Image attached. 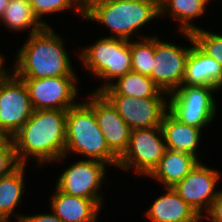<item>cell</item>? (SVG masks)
Segmentation results:
<instances>
[{"mask_svg": "<svg viewBox=\"0 0 222 222\" xmlns=\"http://www.w3.org/2000/svg\"><path fill=\"white\" fill-rule=\"evenodd\" d=\"M55 188L51 211L63 222H97L101 206L94 199L71 196Z\"/></svg>", "mask_w": 222, "mask_h": 222, "instance_id": "2e32d148", "label": "cell"}, {"mask_svg": "<svg viewBox=\"0 0 222 222\" xmlns=\"http://www.w3.org/2000/svg\"><path fill=\"white\" fill-rule=\"evenodd\" d=\"M13 1H20V2L27 3V4H30L32 2V0H13Z\"/></svg>", "mask_w": 222, "mask_h": 222, "instance_id": "836d02e7", "label": "cell"}, {"mask_svg": "<svg viewBox=\"0 0 222 222\" xmlns=\"http://www.w3.org/2000/svg\"><path fill=\"white\" fill-rule=\"evenodd\" d=\"M166 149L161 127L131 130L128 148L119 158L117 167L126 171L133 167L139 176H149Z\"/></svg>", "mask_w": 222, "mask_h": 222, "instance_id": "52a82bcc", "label": "cell"}, {"mask_svg": "<svg viewBox=\"0 0 222 222\" xmlns=\"http://www.w3.org/2000/svg\"><path fill=\"white\" fill-rule=\"evenodd\" d=\"M199 161V158L194 155L166 149L164 156L149 177L162 183L164 188L174 187Z\"/></svg>", "mask_w": 222, "mask_h": 222, "instance_id": "d6986e66", "label": "cell"}, {"mask_svg": "<svg viewBox=\"0 0 222 222\" xmlns=\"http://www.w3.org/2000/svg\"><path fill=\"white\" fill-rule=\"evenodd\" d=\"M191 43L186 59L182 85L222 88V68L212 57L204 53L193 41L191 33L182 32Z\"/></svg>", "mask_w": 222, "mask_h": 222, "instance_id": "9a60e30c", "label": "cell"}, {"mask_svg": "<svg viewBox=\"0 0 222 222\" xmlns=\"http://www.w3.org/2000/svg\"><path fill=\"white\" fill-rule=\"evenodd\" d=\"M160 127L167 149L199 157L196 149L201 143V128L181 122L169 110L163 116Z\"/></svg>", "mask_w": 222, "mask_h": 222, "instance_id": "e0dca14e", "label": "cell"}, {"mask_svg": "<svg viewBox=\"0 0 222 222\" xmlns=\"http://www.w3.org/2000/svg\"><path fill=\"white\" fill-rule=\"evenodd\" d=\"M206 217H208L211 222H222V191L212 202Z\"/></svg>", "mask_w": 222, "mask_h": 222, "instance_id": "f1b7e54d", "label": "cell"}, {"mask_svg": "<svg viewBox=\"0 0 222 222\" xmlns=\"http://www.w3.org/2000/svg\"><path fill=\"white\" fill-rule=\"evenodd\" d=\"M0 22L10 30L22 31L30 28L29 35L35 34L45 27L35 16L30 4L13 0L9 1Z\"/></svg>", "mask_w": 222, "mask_h": 222, "instance_id": "603a6c76", "label": "cell"}, {"mask_svg": "<svg viewBox=\"0 0 222 222\" xmlns=\"http://www.w3.org/2000/svg\"><path fill=\"white\" fill-rule=\"evenodd\" d=\"M159 17V0H99L84 10V18L106 25L110 37L130 41L151 20Z\"/></svg>", "mask_w": 222, "mask_h": 222, "instance_id": "277c9868", "label": "cell"}, {"mask_svg": "<svg viewBox=\"0 0 222 222\" xmlns=\"http://www.w3.org/2000/svg\"><path fill=\"white\" fill-rule=\"evenodd\" d=\"M35 16L38 20L45 26H50L48 23L43 21L42 17L44 15H49L51 13L61 12L70 8L76 9V13L83 17L84 10L79 5L78 0H32L30 3Z\"/></svg>", "mask_w": 222, "mask_h": 222, "instance_id": "d4e9b609", "label": "cell"}, {"mask_svg": "<svg viewBox=\"0 0 222 222\" xmlns=\"http://www.w3.org/2000/svg\"><path fill=\"white\" fill-rule=\"evenodd\" d=\"M33 110L24 80L12 72L0 83V128L13 137Z\"/></svg>", "mask_w": 222, "mask_h": 222, "instance_id": "30bf717a", "label": "cell"}, {"mask_svg": "<svg viewBox=\"0 0 222 222\" xmlns=\"http://www.w3.org/2000/svg\"><path fill=\"white\" fill-rule=\"evenodd\" d=\"M19 166L13 143L7 149L0 151V178L10 175Z\"/></svg>", "mask_w": 222, "mask_h": 222, "instance_id": "4316f807", "label": "cell"}, {"mask_svg": "<svg viewBox=\"0 0 222 222\" xmlns=\"http://www.w3.org/2000/svg\"><path fill=\"white\" fill-rule=\"evenodd\" d=\"M78 55L85 69L104 83L93 92H101L117 78L124 76L131 68L130 41L102 37L87 48H83Z\"/></svg>", "mask_w": 222, "mask_h": 222, "instance_id": "5b68a950", "label": "cell"}, {"mask_svg": "<svg viewBox=\"0 0 222 222\" xmlns=\"http://www.w3.org/2000/svg\"><path fill=\"white\" fill-rule=\"evenodd\" d=\"M151 36L143 35L141 40H130L132 71L146 76L151 75L155 55V36Z\"/></svg>", "mask_w": 222, "mask_h": 222, "instance_id": "cb8c5ba5", "label": "cell"}, {"mask_svg": "<svg viewBox=\"0 0 222 222\" xmlns=\"http://www.w3.org/2000/svg\"><path fill=\"white\" fill-rule=\"evenodd\" d=\"M118 114L134 129L160 127L163 116L169 110L166 97L134 98L124 95H104ZM166 98V99H165Z\"/></svg>", "mask_w": 222, "mask_h": 222, "instance_id": "4fadbf2b", "label": "cell"}, {"mask_svg": "<svg viewBox=\"0 0 222 222\" xmlns=\"http://www.w3.org/2000/svg\"><path fill=\"white\" fill-rule=\"evenodd\" d=\"M25 167L26 165H20L10 175L0 178V222L10 221L11 214L21 200L25 189Z\"/></svg>", "mask_w": 222, "mask_h": 222, "instance_id": "7402d4cb", "label": "cell"}, {"mask_svg": "<svg viewBox=\"0 0 222 222\" xmlns=\"http://www.w3.org/2000/svg\"><path fill=\"white\" fill-rule=\"evenodd\" d=\"M165 190L167 192L156 198L147 210V219L151 222H200L202 218L182 200L173 187Z\"/></svg>", "mask_w": 222, "mask_h": 222, "instance_id": "ac0fdd59", "label": "cell"}, {"mask_svg": "<svg viewBox=\"0 0 222 222\" xmlns=\"http://www.w3.org/2000/svg\"><path fill=\"white\" fill-rule=\"evenodd\" d=\"M13 143V137L0 128V151L7 149Z\"/></svg>", "mask_w": 222, "mask_h": 222, "instance_id": "f546056e", "label": "cell"}, {"mask_svg": "<svg viewBox=\"0 0 222 222\" xmlns=\"http://www.w3.org/2000/svg\"><path fill=\"white\" fill-rule=\"evenodd\" d=\"M70 152L87 157V160L118 166L119 158L107 146L94 111L85 101L67 110L64 156L56 161H62Z\"/></svg>", "mask_w": 222, "mask_h": 222, "instance_id": "3957f363", "label": "cell"}, {"mask_svg": "<svg viewBox=\"0 0 222 222\" xmlns=\"http://www.w3.org/2000/svg\"><path fill=\"white\" fill-rule=\"evenodd\" d=\"M219 179L218 170L209 168L199 161L173 189L201 218H204L206 215L202 214L203 211L208 212L212 202L222 191L216 189Z\"/></svg>", "mask_w": 222, "mask_h": 222, "instance_id": "7c38bea8", "label": "cell"}, {"mask_svg": "<svg viewBox=\"0 0 222 222\" xmlns=\"http://www.w3.org/2000/svg\"><path fill=\"white\" fill-rule=\"evenodd\" d=\"M20 79L27 86L34 110H68L77 104V76Z\"/></svg>", "mask_w": 222, "mask_h": 222, "instance_id": "ba28073f", "label": "cell"}, {"mask_svg": "<svg viewBox=\"0 0 222 222\" xmlns=\"http://www.w3.org/2000/svg\"><path fill=\"white\" fill-rule=\"evenodd\" d=\"M85 102L93 109L107 146L120 158L128 148L131 128L101 92L90 93Z\"/></svg>", "mask_w": 222, "mask_h": 222, "instance_id": "5bb4252c", "label": "cell"}, {"mask_svg": "<svg viewBox=\"0 0 222 222\" xmlns=\"http://www.w3.org/2000/svg\"><path fill=\"white\" fill-rule=\"evenodd\" d=\"M107 165L96 160H79L62 172L56 187L71 196L94 199L101 206L103 196L99 194V189L102 181H106Z\"/></svg>", "mask_w": 222, "mask_h": 222, "instance_id": "9c48e42d", "label": "cell"}, {"mask_svg": "<svg viewBox=\"0 0 222 222\" xmlns=\"http://www.w3.org/2000/svg\"><path fill=\"white\" fill-rule=\"evenodd\" d=\"M103 95H124L134 98L168 97V94L161 91L153 80L146 75L133 71L127 72L124 76L117 78L108 87L101 91Z\"/></svg>", "mask_w": 222, "mask_h": 222, "instance_id": "ffe728a7", "label": "cell"}, {"mask_svg": "<svg viewBox=\"0 0 222 222\" xmlns=\"http://www.w3.org/2000/svg\"><path fill=\"white\" fill-rule=\"evenodd\" d=\"M189 52L188 47L165 42L155 36V55L149 77L161 91L169 95L182 85Z\"/></svg>", "mask_w": 222, "mask_h": 222, "instance_id": "8fae6325", "label": "cell"}, {"mask_svg": "<svg viewBox=\"0 0 222 222\" xmlns=\"http://www.w3.org/2000/svg\"><path fill=\"white\" fill-rule=\"evenodd\" d=\"M10 0H0V18L3 15Z\"/></svg>", "mask_w": 222, "mask_h": 222, "instance_id": "d6a6232c", "label": "cell"}, {"mask_svg": "<svg viewBox=\"0 0 222 222\" xmlns=\"http://www.w3.org/2000/svg\"><path fill=\"white\" fill-rule=\"evenodd\" d=\"M194 43L207 55L214 58L222 68V35L202 28L191 33Z\"/></svg>", "mask_w": 222, "mask_h": 222, "instance_id": "484cf974", "label": "cell"}, {"mask_svg": "<svg viewBox=\"0 0 222 222\" xmlns=\"http://www.w3.org/2000/svg\"><path fill=\"white\" fill-rule=\"evenodd\" d=\"M67 110H33L32 116L13 136L20 165L27 158L39 164L55 162L64 156Z\"/></svg>", "mask_w": 222, "mask_h": 222, "instance_id": "6da1fadb", "label": "cell"}, {"mask_svg": "<svg viewBox=\"0 0 222 222\" xmlns=\"http://www.w3.org/2000/svg\"><path fill=\"white\" fill-rule=\"evenodd\" d=\"M207 5V0H159V16L171 14L179 22L181 32L192 33L200 28L192 21L204 15Z\"/></svg>", "mask_w": 222, "mask_h": 222, "instance_id": "44dd1931", "label": "cell"}, {"mask_svg": "<svg viewBox=\"0 0 222 222\" xmlns=\"http://www.w3.org/2000/svg\"><path fill=\"white\" fill-rule=\"evenodd\" d=\"M4 60H5V57L3 56V54H0V83L11 74L8 72L9 71L8 69L6 70V68L3 67L4 66L3 64H5Z\"/></svg>", "mask_w": 222, "mask_h": 222, "instance_id": "4dcf8cb0", "label": "cell"}, {"mask_svg": "<svg viewBox=\"0 0 222 222\" xmlns=\"http://www.w3.org/2000/svg\"><path fill=\"white\" fill-rule=\"evenodd\" d=\"M99 1V0H78L79 5L85 10L88 8L92 3Z\"/></svg>", "mask_w": 222, "mask_h": 222, "instance_id": "1f68e13d", "label": "cell"}, {"mask_svg": "<svg viewBox=\"0 0 222 222\" xmlns=\"http://www.w3.org/2000/svg\"><path fill=\"white\" fill-rule=\"evenodd\" d=\"M17 222H63L59 217H57L53 212L43 213L36 215H18L15 214Z\"/></svg>", "mask_w": 222, "mask_h": 222, "instance_id": "83f0119b", "label": "cell"}, {"mask_svg": "<svg viewBox=\"0 0 222 222\" xmlns=\"http://www.w3.org/2000/svg\"><path fill=\"white\" fill-rule=\"evenodd\" d=\"M216 91L214 87L181 85L168 95L169 111L181 122L205 129L216 117Z\"/></svg>", "mask_w": 222, "mask_h": 222, "instance_id": "8992f818", "label": "cell"}, {"mask_svg": "<svg viewBox=\"0 0 222 222\" xmlns=\"http://www.w3.org/2000/svg\"><path fill=\"white\" fill-rule=\"evenodd\" d=\"M12 72L19 78L76 76L64 41L51 26L28 35Z\"/></svg>", "mask_w": 222, "mask_h": 222, "instance_id": "7a4b0ae2", "label": "cell"}]
</instances>
